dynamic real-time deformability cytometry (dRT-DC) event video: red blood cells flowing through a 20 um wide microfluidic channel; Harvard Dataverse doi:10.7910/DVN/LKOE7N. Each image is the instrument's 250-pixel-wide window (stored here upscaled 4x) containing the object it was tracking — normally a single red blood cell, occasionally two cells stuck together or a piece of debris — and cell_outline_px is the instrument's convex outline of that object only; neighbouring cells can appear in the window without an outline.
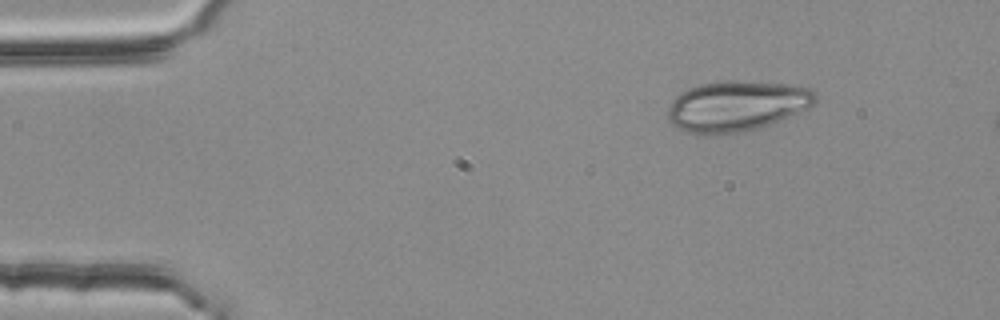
{"species": "common noctule bat (a hibernating species)", "species_latin": "Nyctalus noctula", "temperature_condition": "room temperature", "stored_images_in_passage": 4, "camera_frame_rate_fps": 3000, "um_per_image_px": 0.085, "animal": {"sex": "female", "body_mass_g": 25.1}, "frame": {"image": 1, "passage_image": 1, "time_ms": 0.0, "image_size_px": [1000, 320], "cell_outline_px": [[816, 104], [760, 128], [744, 132], [688, 132], [672, 124], [668, 120], [664, 112], [672, 100], [680, 92], [688, 88], [700, 84], [728, 80], [740, 80], [792, 84], [808, 88], [816, 92]], "centroid_in_image_um": [62.61, 8.97], "position_along_channel_um": 22.4, "area_um2": 43.23}}